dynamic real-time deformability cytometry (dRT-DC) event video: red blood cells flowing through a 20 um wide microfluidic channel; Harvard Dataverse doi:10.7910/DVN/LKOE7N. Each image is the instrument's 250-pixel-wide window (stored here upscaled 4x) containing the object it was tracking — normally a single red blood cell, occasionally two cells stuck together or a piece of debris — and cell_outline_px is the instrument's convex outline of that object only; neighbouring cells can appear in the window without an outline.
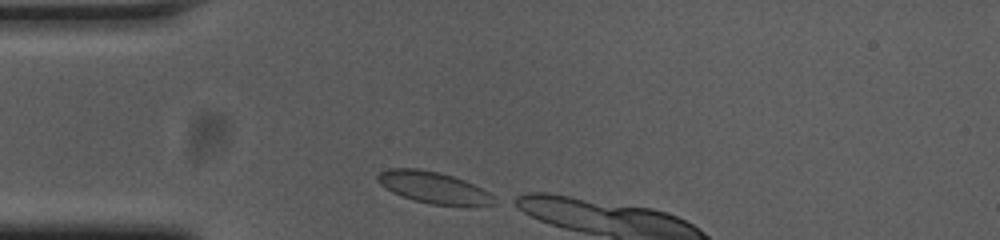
{"species": "common noctule bat (a hibernating species)", "species_latin": "Nyctalus noctula", "temperature_condition": "cold", "stored_images_in_passage": 6, "camera_frame_rate_fps": 3000, "um_per_image_px": 0.085, "animal": {"sex": "female", "body_mass_g": 23.0, "forearm_length_mm": 53.4}, "frame": {"image": 1, "passage_image": 1, "time_ms": 0.0, "image_size_px": [1000, 240], "cell_outline_px": [[500, 200], [496, 204], [432, 204], [412, 200], [400, 196], [392, 192], [380, 184], [376, 180], [376, 176], [380, 172], [388, 168], [416, 168], [440, 172], [464, 180], [488, 192]], "centroid_in_image_um": [36.8, 15.92], "position_along_channel_um": 48.2, "area_um2": 21.21}}